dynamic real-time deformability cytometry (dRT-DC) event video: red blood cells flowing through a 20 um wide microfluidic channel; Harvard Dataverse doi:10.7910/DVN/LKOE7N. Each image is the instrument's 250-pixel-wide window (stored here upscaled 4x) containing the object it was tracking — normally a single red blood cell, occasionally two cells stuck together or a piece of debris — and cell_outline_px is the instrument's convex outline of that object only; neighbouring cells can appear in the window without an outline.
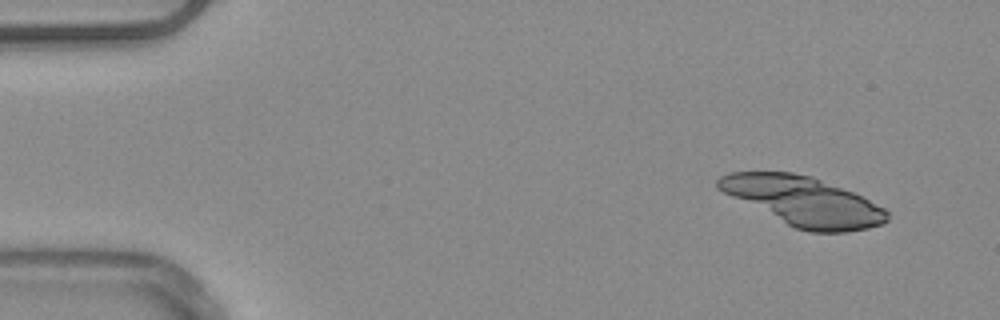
{"species": "common noctule bat (a hibernating species)", "species_latin": "Nyctalus noctula", "temperature_condition": "warm", "stored_images_in_passage": 5, "camera_frame_rate_fps": 3000, "um_per_image_px": 0.085, "animal": {"sex": "male", "body_mass_g": 20.4}, "frame": {"image": 1, "passage_image": 5, "time_ms": 1.333, "image_size_px": [1000, 320], "cell_outline_px": [[884, 220], [876, 224], [860, 228], [800, 228], [792, 224], [820, 188], [832, 188], [848, 192], [880, 208], [884, 212]], "centroid_in_image_um": [71.25, 17.97], "position_along_channel_um": 13.7, "area_um2": 18.61}}